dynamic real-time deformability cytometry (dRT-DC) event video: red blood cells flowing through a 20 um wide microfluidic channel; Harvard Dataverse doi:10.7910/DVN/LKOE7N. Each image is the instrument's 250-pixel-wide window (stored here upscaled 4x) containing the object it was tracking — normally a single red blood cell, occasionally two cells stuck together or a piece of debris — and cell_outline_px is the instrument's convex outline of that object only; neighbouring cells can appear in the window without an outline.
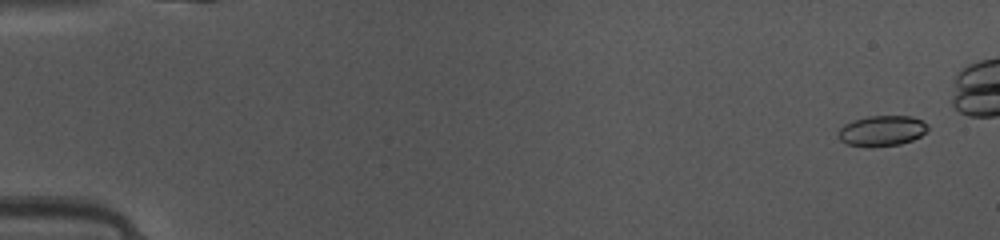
{"species": "common noctule bat (a hibernating species)", "species_latin": "Nyctalus noctula", "temperature_condition": "warm", "stored_images_in_passage": 17, "camera_frame_rate_fps": 3000, "um_per_image_px": 0.085, "animal": {"sex": "female", "body_mass_g": 10.0, "forearm_length_mm": 53.1}, "frame": {"image": 1, "passage_image": 3, "time_ms": 0.667, "image_size_px": [1000, 240], "cell_outline_px": [[928, 128], [920, 136], [912, 140], [900, 144], [848, 144], [840, 140], [836, 136], [840, 128], [844, 124], [852, 120], [868, 116], [912, 116], [928, 124]], "centroid_in_image_um": [74.95, 11.06], "position_along_channel_um": 10.0, "area_um2": 15.32}}